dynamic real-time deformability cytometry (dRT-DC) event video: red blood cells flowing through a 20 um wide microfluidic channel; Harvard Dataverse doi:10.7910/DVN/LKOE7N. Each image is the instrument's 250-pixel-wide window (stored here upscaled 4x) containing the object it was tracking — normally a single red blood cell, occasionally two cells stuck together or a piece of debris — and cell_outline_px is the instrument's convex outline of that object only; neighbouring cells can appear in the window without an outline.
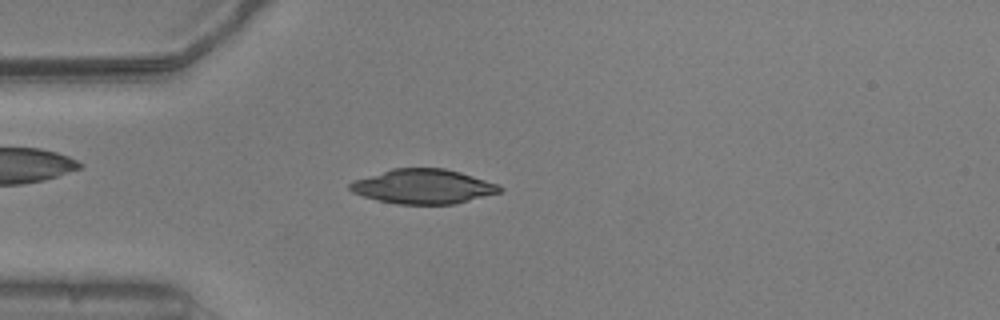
{"species": "common noctule bat (a hibernating species)", "species_latin": "Nyctalus noctula", "temperature_condition": "warm", "stored_images_in_passage": 53, "camera_frame_rate_fps": 3000, "um_per_image_px": 0.085, "animal": {"sex": "male", "body_mass_g": 20.5, "forearm_length_mm": 52.5}, "frame": {"image": 1, "passage_image": 14, "time_ms": 4.333, "image_size_px": [1000, 320], "cell_outline_px": [[504, 192], [456, 204], [396, 204], [364, 196], [352, 192], [348, 188], [348, 184], [356, 180], [392, 168], [444, 168], [460, 172], [500, 184], [504, 188]], "centroid_in_image_um": [36.06, 15.86], "position_along_channel_um": 48.9, "area_um2": 30.29}}
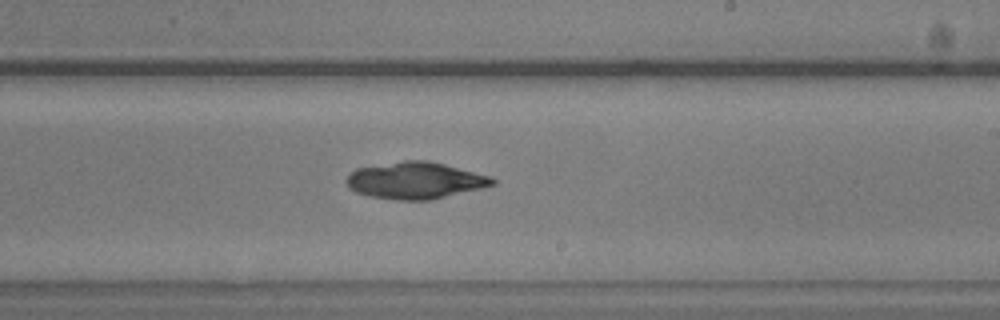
{"frame": {"image": 2, "passage_image": 31, "time_ms": 10.0, "image_size_px": [1000, 320], "cell_outline_px": [[496, 184], [432, 200], [392, 200], [368, 196], [356, 192], [348, 188], [348, 176], [356, 168], [404, 160], [428, 160], [444, 164], [488, 176], [496, 180]], "centroid_in_image_um": [35.27, 15.35], "position_along_channel_um": 253.7, "area_um2": 31.1}}
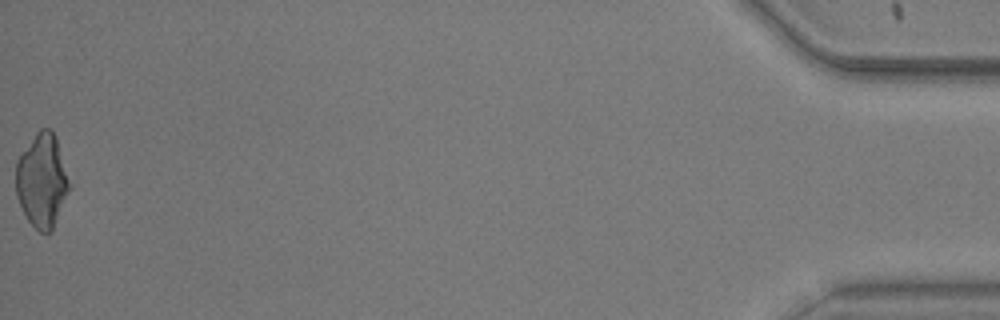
{"frame": {"image": 3, "passage_image": 53, "time_ms": 17.333, "image_size_px": [1000, 320], "cell_outline_px": [[72, 188], [52, 228], [48, 232], [40, 232], [28, 220], [16, 196], [16, 160], [36, 132], [40, 128], [52, 128], [56, 136], [72, 184]], "centroid_in_image_um": [3.6, 15.3], "position_along_channel_um": 431.6, "area_um2": 29.48}}